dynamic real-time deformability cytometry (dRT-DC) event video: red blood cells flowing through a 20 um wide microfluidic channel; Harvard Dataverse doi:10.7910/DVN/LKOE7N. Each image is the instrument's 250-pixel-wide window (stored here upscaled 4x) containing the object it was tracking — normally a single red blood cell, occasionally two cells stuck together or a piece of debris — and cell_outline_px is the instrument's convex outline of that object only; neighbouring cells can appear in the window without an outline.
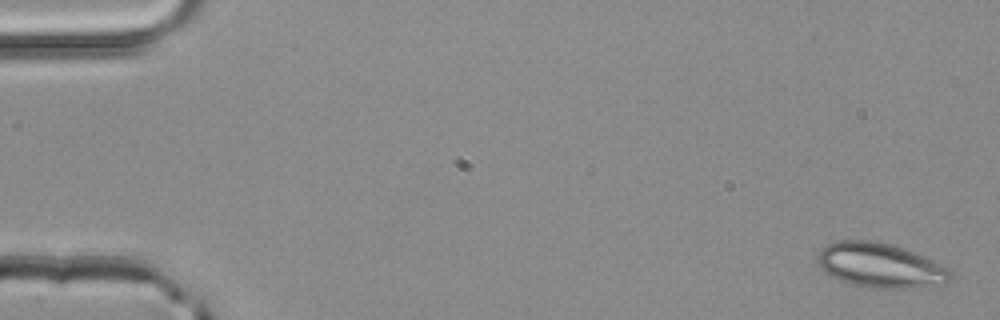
{"species": "common noctule bat (a hibernating species)", "species_latin": "Nyctalus noctula", "temperature_condition": "room temperature", "stored_images_in_passage": 4, "segment_of_instrument_passage": [1, 2], "camera_frame_rate_fps": 3000, "um_per_image_px": 0.085, "animal": {"sex": "male", "body_mass_g": 20.4}, "frame": {"image": 1, "passage_image": 1, "time_ms": 0.0, "image_size_px": [1000, 320], "cell_outline_px": [[952, 280], [944, 284], [908, 288], [876, 288], [852, 284], [840, 280], [832, 276], [820, 268], [816, 260], [816, 256], [828, 244], [836, 240], [876, 240], [892, 244], [924, 256], [948, 268], [952, 272]], "centroid_in_image_um": [74.83, 22.55], "position_along_channel_um": 10.2, "area_um2": 34.56}}